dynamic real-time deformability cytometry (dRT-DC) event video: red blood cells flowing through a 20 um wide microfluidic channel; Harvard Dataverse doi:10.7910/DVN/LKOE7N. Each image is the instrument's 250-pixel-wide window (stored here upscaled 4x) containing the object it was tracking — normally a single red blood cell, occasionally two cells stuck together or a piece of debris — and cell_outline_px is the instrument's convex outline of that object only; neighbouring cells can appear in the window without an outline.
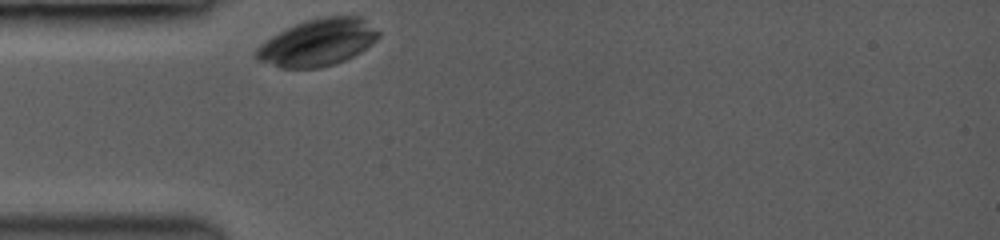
{"species": "common noctule bat (a hibernating species)", "species_latin": "Nyctalus noctula", "temperature_condition": "room temperature", "stored_images_in_passage": 32, "camera_frame_rate_fps": 3500, "um_per_image_px": 0.085, "animal": {"sex": "female", "body_mass_g": 19.0, "forearm_length_mm": 53.3}, "frame": {"image": 1, "passage_image": 1, "time_ms": 0.0, "image_size_px": [1000, 240], "cell_outline_px": [[380, 36], [372, 44], [360, 52], [344, 60], [320, 68], [280, 68], [256, 60], [252, 56], [252, 52], [260, 44], [272, 36], [304, 20], [324, 16], [360, 16], [380, 32]], "centroid_in_image_um": [26.97, 3.62], "position_along_channel_um": 58.0, "area_um2": 33.52}}
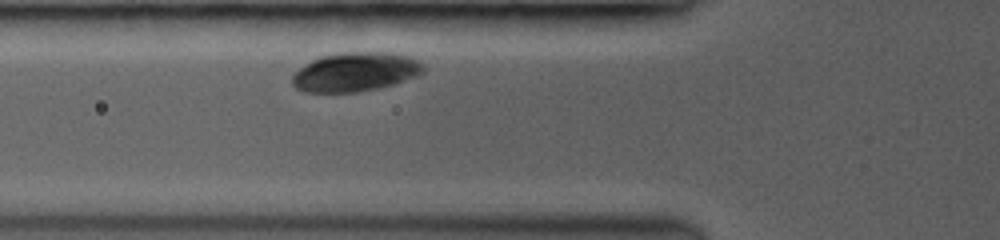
{"frame": {"image": 2, "passage_image": 5, "time_ms": 1.143, "image_size_px": [1000, 240], "cell_outline_px": [[424, 72], [416, 76], [392, 84], [376, 88], [356, 92], [308, 92], [296, 88], [292, 84], [292, 76], [300, 68], [312, 60], [320, 56], [344, 52], [396, 52], [408, 56], [424, 64]], "centroid_in_image_um": [30.22, 6.1], "position_along_channel_um": 95.6, "area_um2": 29.71}}